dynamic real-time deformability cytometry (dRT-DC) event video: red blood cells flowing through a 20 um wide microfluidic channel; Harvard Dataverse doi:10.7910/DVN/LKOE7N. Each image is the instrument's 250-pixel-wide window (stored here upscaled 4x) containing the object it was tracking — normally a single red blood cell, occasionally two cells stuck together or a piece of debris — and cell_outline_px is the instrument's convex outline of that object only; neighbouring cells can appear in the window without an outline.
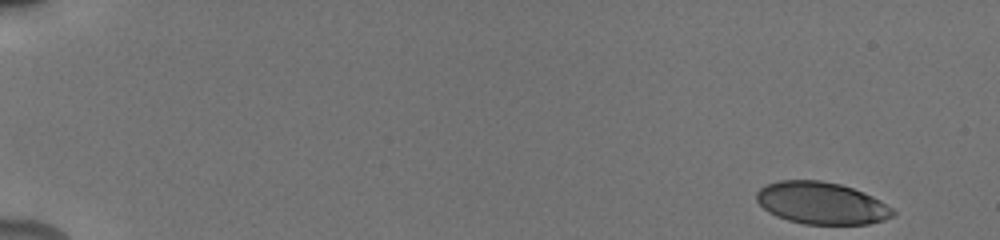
{"species": "human", "species_latin": "Homo sapiens", "temperature_condition": "cold", "stored_images_in_passage": 28, "camera_frame_rate_fps": 3000, "um_per_image_px": 0.085, "donor": {"sex": "male"}, "frame": {"image": 1, "passage_image": 1, "time_ms": 0.0, "image_size_px": [1000, 240], "cell_outline_px": [[896, 212], [892, 216], [884, 220], [868, 224], [804, 224], [788, 220], [776, 216], [768, 212], [756, 200], [756, 192], [760, 188], [768, 184], [780, 180], [820, 180], [840, 184], [864, 192], [880, 200], [892, 208]], "centroid_in_image_um": [69.83, 17.26], "position_along_channel_um": 15.2, "area_um2": 33.47}}
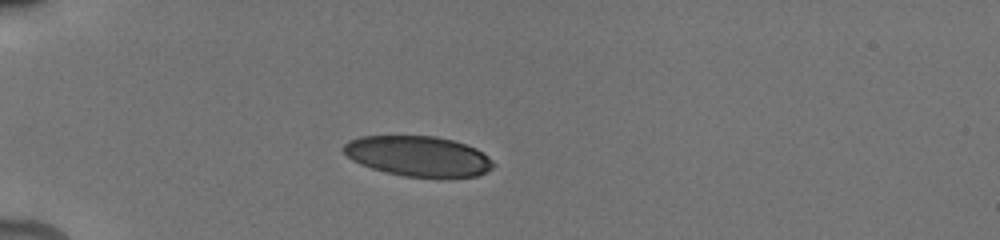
{"frame": {"image": 2, "passage_image": 24, "time_ms": 4.333, "image_size_px": [1000, 240], "cell_outline_px": [[496, 164], [492, 168], [476, 176], [404, 176], [372, 168], [360, 164], [352, 160], [340, 148], [348, 140], [360, 136], [436, 136], [452, 140], [476, 148], [488, 156]], "centroid_in_image_um": [35.51, 13.25], "position_along_channel_um": 49.5, "area_um2": 34.8}}